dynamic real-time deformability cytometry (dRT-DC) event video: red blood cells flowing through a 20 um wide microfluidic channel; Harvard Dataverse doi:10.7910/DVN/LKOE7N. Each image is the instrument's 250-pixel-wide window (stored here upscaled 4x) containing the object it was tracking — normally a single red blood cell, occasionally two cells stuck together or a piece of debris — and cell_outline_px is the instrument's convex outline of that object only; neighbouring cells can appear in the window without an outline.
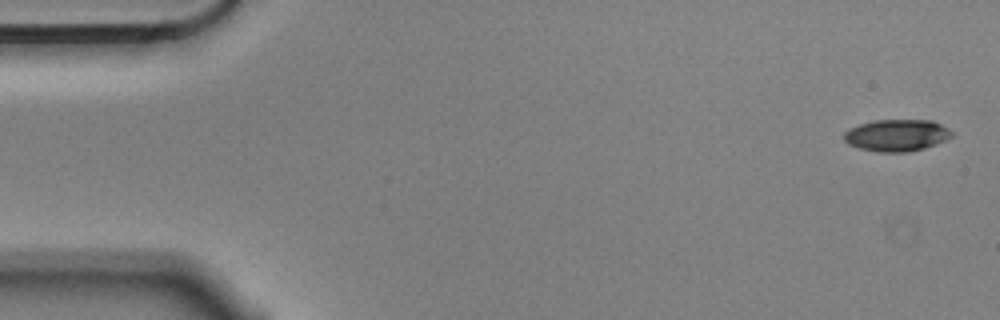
{"species": "Egyptian fruit bat (a non-hibernating species)", "species_latin": "Rousettus aegyptiacus", "temperature_condition": "cold", "stored_images_in_passage": 4, "camera_frame_rate_fps": 3000, "um_per_image_px": 0.085, "animal": {"sex": "male"}, "frame": {"image": 1, "passage_image": 1, "time_ms": 0.0, "image_size_px": [1000, 320], "cell_outline_px": [[952, 136], [936, 144], [924, 148], [908, 152], [876, 152], [860, 148], [848, 144], [844, 140], [844, 132], [860, 124], [876, 120], [932, 120], [948, 128], [952, 132]], "centroid_in_image_um": [76.22, 11.5], "position_along_channel_um": 8.8, "area_um2": 19.88}}